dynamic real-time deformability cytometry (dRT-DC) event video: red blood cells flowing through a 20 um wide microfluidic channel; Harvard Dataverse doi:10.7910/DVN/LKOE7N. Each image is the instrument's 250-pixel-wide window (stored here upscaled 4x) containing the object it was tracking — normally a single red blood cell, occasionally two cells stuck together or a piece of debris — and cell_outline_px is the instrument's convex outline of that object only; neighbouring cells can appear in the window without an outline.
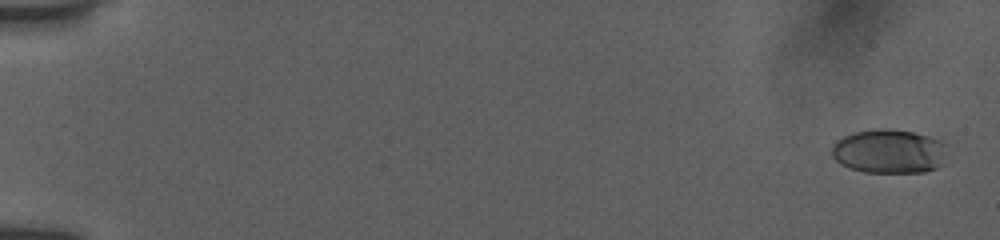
{"species": "human", "species_latin": "Homo sapiens", "temperature_condition": "room temperature", "stored_images_in_passage": 55, "camera_frame_rate_fps": 3000, "um_per_image_px": 0.085, "donor": {"sex": "female"}, "frame": {"image": 1, "passage_image": 3, "time_ms": 0.667, "image_size_px": [1000, 240], "cell_outline_px": [[944, 144], [936, 168], [924, 172], [864, 172], [848, 168], [840, 164], [832, 156], [832, 144], [836, 140], [844, 136], [856, 132], [876, 128], [888, 128], [912, 132], [928, 136], [940, 140]], "centroid_in_image_um": [75.45, 12.85], "position_along_channel_um": 9.5, "area_um2": 29.13}}
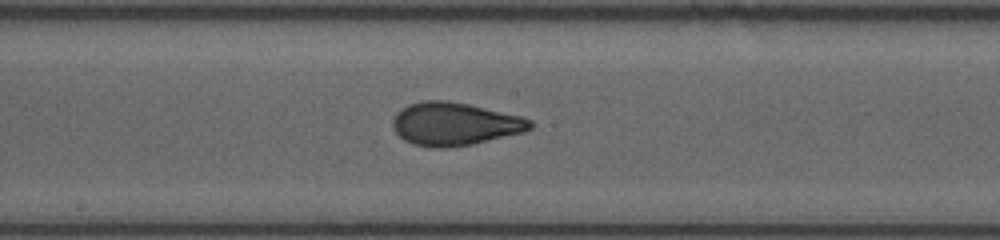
{"frame": {"image": 2, "passage_image": 32, "time_ms": 10.333, "image_size_px": [1000, 240], "cell_outline_px": [[532, 128], [524, 132], [472, 144], [448, 148], [436, 148], [412, 144], [404, 140], [392, 128], [392, 120], [396, 112], [408, 104], [424, 100], [448, 100], [468, 104], [520, 116], [532, 120]], "centroid_in_image_um": [38.61, 10.53], "position_along_channel_um": 209.6, "area_um2": 34.51}}
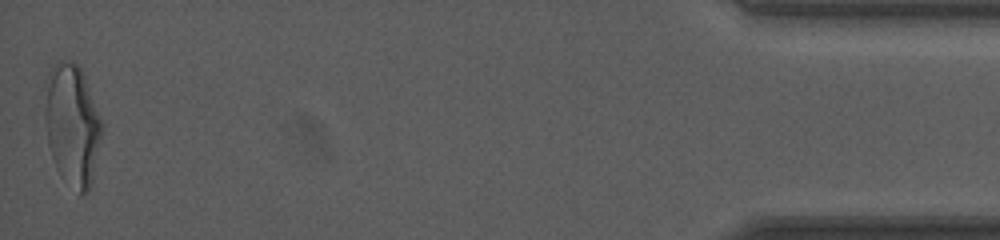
{"frame": {"image": 3, "passage_image": 55, "time_ms": 18.0, "image_size_px": [1000, 240], "cell_outline_px": [[104, 128], [92, 180], [88, 188], [80, 196], [60, 176], [56, 168], [48, 144], [48, 72], [52, 64], [56, 60], [68, 60], [76, 64], [80, 68], [84, 76], [104, 124]], "centroid_in_image_um": [6.2, 10.64], "position_along_channel_um": 429.0, "area_um2": 39.65}, "authors_computed_cell_mechanics": {"area_um2": 33.1772, "velocity_mm_per_s": 3.9392, "shape_relaxation_time_tau1_ms": 5.3166, "shape_relaxation_time_tau2_ms": 0.7342, "deformation_change_tau1": 0.1992, "deformation_change_tau2": 0.0639}}